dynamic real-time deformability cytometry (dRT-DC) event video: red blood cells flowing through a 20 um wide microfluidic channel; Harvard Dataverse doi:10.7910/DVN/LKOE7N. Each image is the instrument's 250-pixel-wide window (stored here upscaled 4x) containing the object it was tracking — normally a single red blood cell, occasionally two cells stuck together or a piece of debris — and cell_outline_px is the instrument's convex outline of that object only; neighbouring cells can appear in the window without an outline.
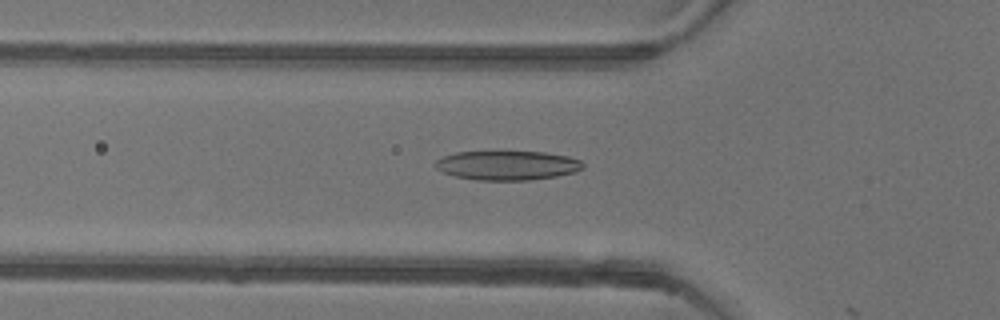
{"species": "common noctule bat (a hibernating species)", "species_latin": "Nyctalus noctula", "temperature_condition": "warm", "stored_images_in_passage": 19, "camera_frame_rate_fps": 3000, "um_per_image_px": 0.085, "animal": {"sex": "female"}, "frame": {"image": 1, "passage_image": 18, "time_ms": 5.667, "image_size_px": [1000, 320], "cell_outline_px": [[584, 168], [576, 172], [556, 176], [528, 180], [476, 180], [456, 176], [444, 172], [436, 168], [436, 160], [444, 156], [456, 152], [544, 152], [568, 156], [580, 160], [584, 164]], "centroid_in_image_um": [43.16, 14.06], "position_along_channel_um": 82.6, "area_um2": 25.03}}